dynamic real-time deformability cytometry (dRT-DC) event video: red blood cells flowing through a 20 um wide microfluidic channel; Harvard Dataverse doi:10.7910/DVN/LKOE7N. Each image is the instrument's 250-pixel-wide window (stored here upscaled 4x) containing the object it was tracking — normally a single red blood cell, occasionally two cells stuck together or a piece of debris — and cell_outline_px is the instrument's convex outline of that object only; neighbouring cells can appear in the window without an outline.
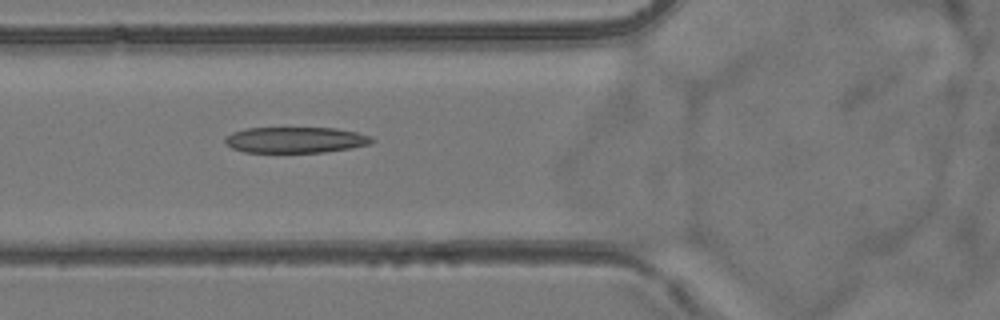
{"species": "common noctule bat (a hibernating species)", "species_latin": "Nyctalus noctula", "temperature_condition": "room temperature", "stored_images_in_passage": 3, "camera_frame_rate_fps": 3000, "um_per_image_px": 0.085, "animal": {"sex": "female", "body_mass_g": 24.6, "forearm_length_mm": 56.2}, "frame": {"image": 1, "passage_image": 2, "time_ms": 1.0, "image_size_px": [1000, 320], "cell_outline_px": [[376, 140], [372, 144], [352, 148], [324, 152], [244, 152], [232, 148], [224, 144], [224, 140], [232, 132], [244, 128], [336, 128], [356, 132], [372, 136]], "centroid_in_image_um": [25.15, 11.89], "position_along_channel_um": 100.7, "area_um2": 22.37}}
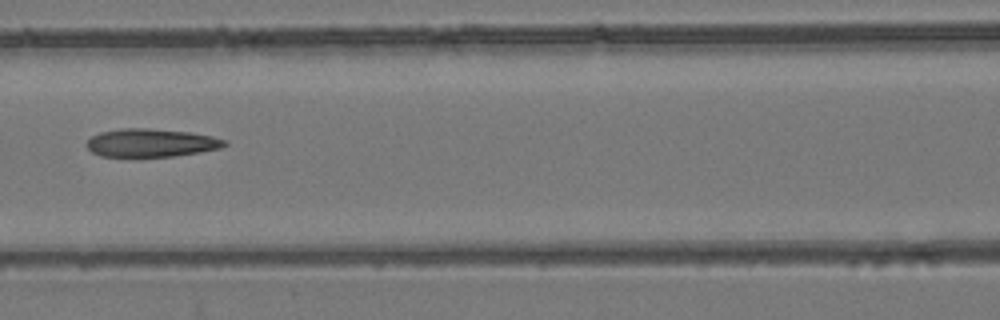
{"frame": {"image": 2, "passage_image": 3, "time_ms": 2.333, "image_size_px": [1000, 320], "cell_outline_px": [[228, 144], [220, 148], [200, 152], [172, 156], [100, 156], [92, 152], [84, 144], [92, 136], [100, 132], [120, 128], [148, 128], [192, 132], [212, 136], [224, 140]], "centroid_in_image_um": [12.82, 12.13], "position_along_channel_um": 153.8, "area_um2": 22.6}}